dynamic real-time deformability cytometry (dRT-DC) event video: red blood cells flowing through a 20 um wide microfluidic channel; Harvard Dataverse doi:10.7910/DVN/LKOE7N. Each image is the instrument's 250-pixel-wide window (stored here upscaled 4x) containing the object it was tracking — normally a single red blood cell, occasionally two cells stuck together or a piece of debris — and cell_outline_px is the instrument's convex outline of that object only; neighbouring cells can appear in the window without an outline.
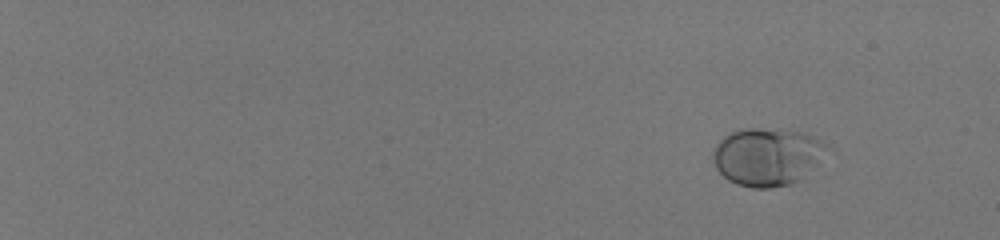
{"species": "human", "species_latin": "Homo sapiens", "temperature_condition": "room temperature", "stored_images_in_passage": 51, "camera_frame_rate_fps": 3000, "um_per_image_px": 0.085, "donor": {"sex": "male"}, "frame": {"image": 1, "passage_image": 1, "time_ms": 0.0, "image_size_px": [1000, 240], "cell_outline_px": [[832, 148], [800, 180], [788, 184], [768, 188], [752, 188], [736, 184], [728, 180], [716, 168], [712, 156], [716, 144], [724, 136], [740, 128], [752, 128], [800, 132], [812, 136], [828, 144]], "centroid_in_image_um": [65.21, 13.32], "position_along_channel_um": 19.8, "area_um2": 38.21}}
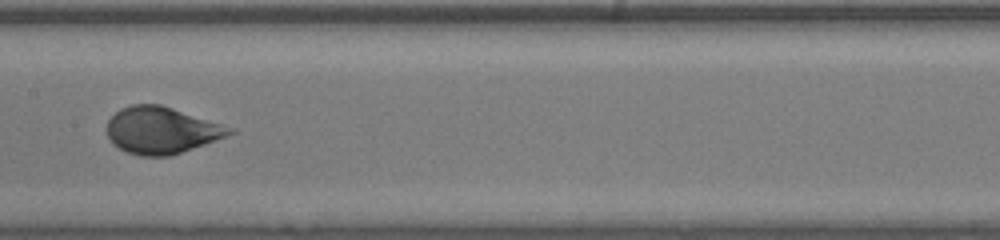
{"frame": {"image": 2, "passage_image": 30, "time_ms": 9.667, "image_size_px": [1000, 240], "cell_outline_px": [[236, 132], [204, 144], [168, 156], [140, 156], [128, 152], [120, 148], [108, 136], [108, 120], [120, 108], [132, 104], [160, 104], [236, 128]], "centroid_in_image_um": [13.75, 11.06], "position_along_channel_um": 193.7, "area_um2": 33.0}}
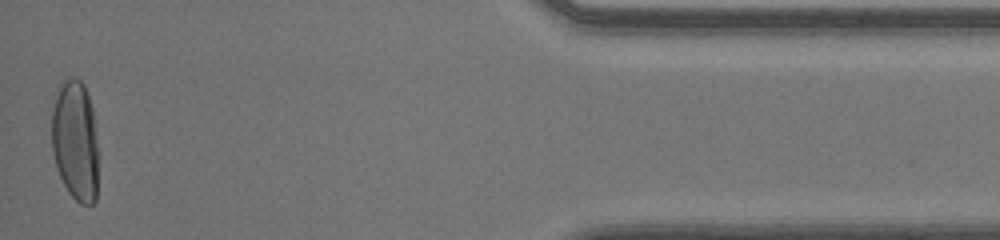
{"frame": {"image": 3, "passage_image": 51, "time_ms": 16.667, "image_size_px": [1000, 240], "cell_outline_px": [[100, 152], [96, 200], [92, 204], [80, 204], [68, 192], [56, 168], [52, 152], [52, 96], [60, 80], [72, 76], [80, 80], [84, 84], [92, 108]], "centroid_in_image_um": [6.41, 11.92], "position_along_channel_um": 428.8, "area_um2": 34.22}, "authors_computed_cell_mechanics": {"area_um2": 33.3506, "velocity_mm_per_s": 4.0638, "shape_relaxation_time_tau1_ms": 4.9224, "shape_relaxation_time_tau2_ms": null, "deformation_change_tau1": 0.2, "deformation_change_tau2": null}}